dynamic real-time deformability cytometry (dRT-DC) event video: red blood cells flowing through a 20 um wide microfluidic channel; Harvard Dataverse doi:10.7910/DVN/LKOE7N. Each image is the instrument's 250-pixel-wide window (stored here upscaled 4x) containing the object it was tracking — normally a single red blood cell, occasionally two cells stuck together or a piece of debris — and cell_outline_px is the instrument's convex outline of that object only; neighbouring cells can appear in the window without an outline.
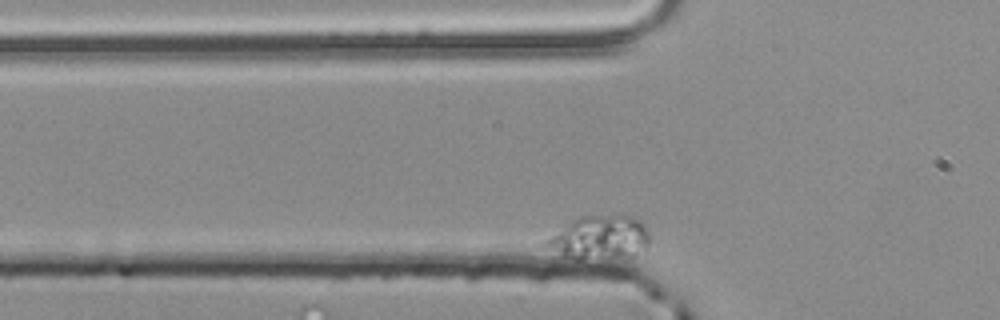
{"species": "common noctule bat (a hibernating species)", "species_latin": "Nyctalus noctula", "temperature_condition": "room temperature", "stored_images_in_passage": 36, "camera_frame_rate_fps": 3000, "um_per_image_px": 0.085, "animal": {"sex": "male", "body_mass_g": 20.4}, "frame": {"image": 1, "passage_image": 2, "time_ms": 0.333, "image_size_px": [1000, 320], "cell_outline_px": [[648, 244], [632, 260], [576, 260], [540, 248], [536, 244], [572, 220], [580, 216], [632, 216], [640, 220], [644, 224], [648, 236]], "centroid_in_image_um": [50.87, 20.28], "position_along_channel_um": 74.9, "area_um2": 27.74}}
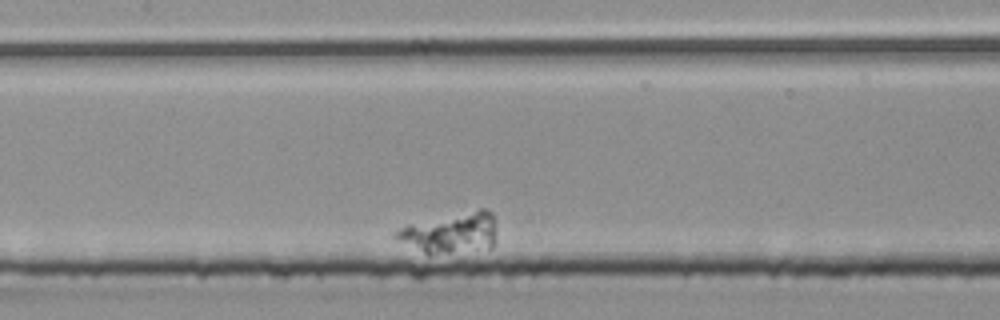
{"frame": {"image": 2, "passage_image": 14, "time_ms": 4.333, "image_size_px": [1000, 320], "cell_outline_px": [[496, 240], [492, 248], [448, 252], [424, 252], [392, 236], [392, 232], [408, 224], [480, 208], [488, 208], [492, 212], [496, 228]], "centroid_in_image_um": [38.38, 19.75], "position_along_channel_um": 169.0, "area_um2": 23.47}}
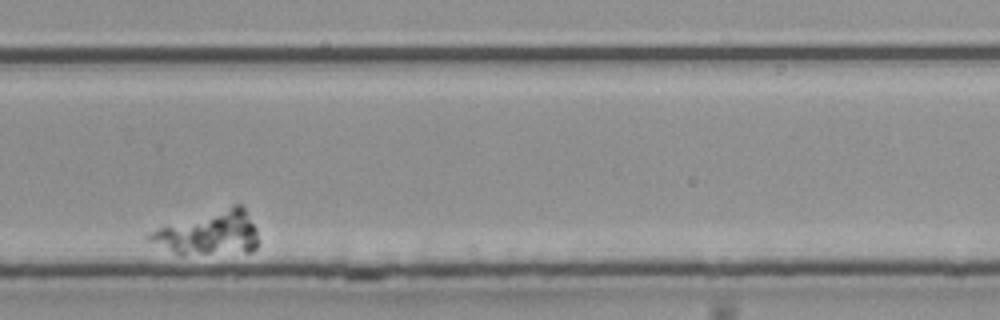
{"frame": {"image": 3, "passage_image": 30, "time_ms": 9.667, "image_size_px": [1000, 320], "cell_outline_px": [[256, 248], [252, 252], [180, 256], [148, 240], [144, 236], [148, 232], [232, 204], [240, 204], [244, 208], [256, 228]], "centroid_in_image_um": [17.77, 19.85], "position_along_channel_um": 312.0, "area_um2": 27.86}}